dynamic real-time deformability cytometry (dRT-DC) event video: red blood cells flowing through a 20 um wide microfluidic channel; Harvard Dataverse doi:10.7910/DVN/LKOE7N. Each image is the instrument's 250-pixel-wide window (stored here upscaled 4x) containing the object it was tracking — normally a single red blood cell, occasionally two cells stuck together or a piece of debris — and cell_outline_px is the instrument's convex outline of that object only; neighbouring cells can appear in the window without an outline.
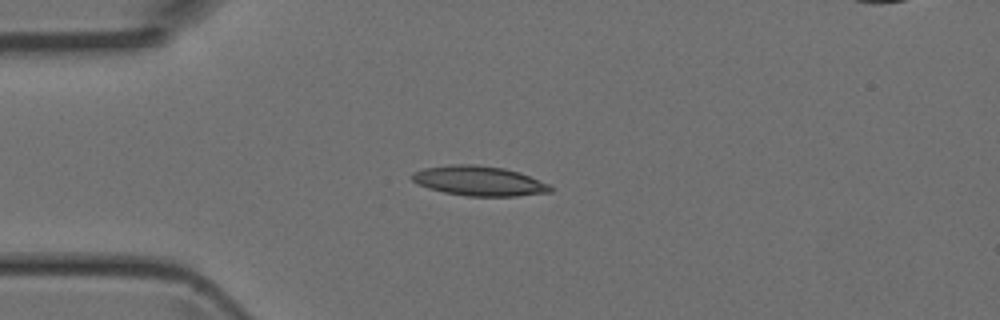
{"species": "Egyptian fruit bat (a non-hibernating species)", "species_latin": "Rousettus aegyptiacus", "temperature_condition": "room temperature", "stored_images_in_passage": 4, "camera_frame_rate_fps": 3000, "um_per_image_px": 0.085, "animal": {"sex": "female"}, "frame": {"image": 1, "passage_image": 3, "time_ms": 0.667, "image_size_px": [1000, 320], "cell_outline_px": [[552, 192], [516, 196], [468, 196], [444, 192], [428, 188], [416, 184], [408, 176], [412, 172], [424, 168], [452, 164], [476, 164], [504, 168], [520, 172], [548, 184], [552, 188]], "centroid_in_image_um": [40.67, 15.37], "position_along_channel_um": 44.3, "area_um2": 24.16}}